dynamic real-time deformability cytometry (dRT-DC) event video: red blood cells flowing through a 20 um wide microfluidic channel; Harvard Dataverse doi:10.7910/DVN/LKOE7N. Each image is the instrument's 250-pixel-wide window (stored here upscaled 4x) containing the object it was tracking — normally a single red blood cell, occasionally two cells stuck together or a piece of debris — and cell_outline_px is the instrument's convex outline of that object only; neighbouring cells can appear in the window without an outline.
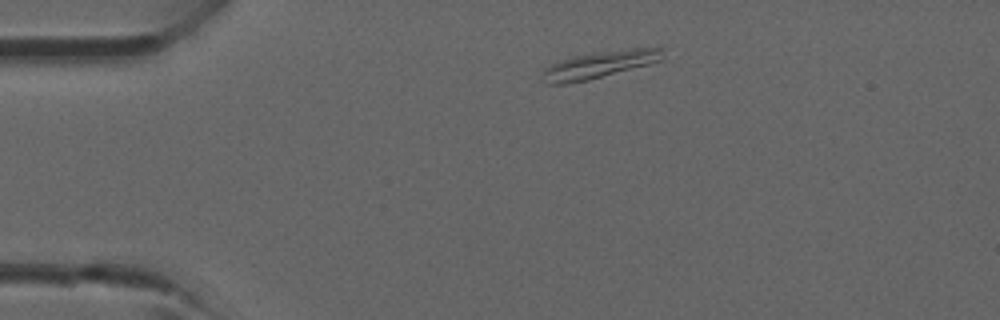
{"species": "common noctule bat (a hibernating species)", "species_latin": "Nyctalus noctula", "temperature_condition": "room temperature", "stored_images_in_passage": 2, "camera_frame_rate_fps": 3000, "um_per_image_px": 0.085, "animal": {"sex": "male", "forearm_length_mm": 52.5}, "frame": {"image": 1, "passage_image": 1, "time_ms": 0.0, "image_size_px": [1000, 320], "cell_outline_px": [[664, 56], [660, 60], [648, 64], [588, 80], [568, 84], [544, 84], [540, 80], [544, 68], [560, 60], [572, 56], [596, 52], [628, 48], [664, 48]], "centroid_in_image_um": [50.88, 5.5], "position_along_channel_um": 34.1, "area_um2": 19.07}}